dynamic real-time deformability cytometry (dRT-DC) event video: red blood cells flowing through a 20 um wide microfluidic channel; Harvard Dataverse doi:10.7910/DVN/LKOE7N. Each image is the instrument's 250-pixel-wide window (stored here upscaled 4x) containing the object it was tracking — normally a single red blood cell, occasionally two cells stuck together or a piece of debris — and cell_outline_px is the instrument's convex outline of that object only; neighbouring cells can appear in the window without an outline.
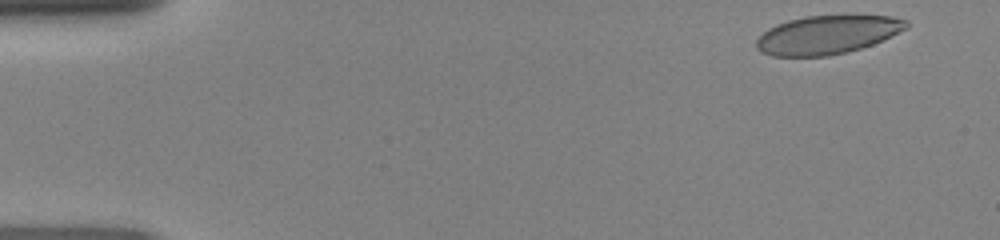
{"species": "human", "species_latin": "Homo sapiens", "temperature_condition": "room temperature", "stored_images_in_passage": 46, "camera_frame_rate_fps": 3000, "um_per_image_px": 0.085, "donor": {"sex": "female"}, "frame": {"image": 1, "passage_image": 2, "time_ms": 0.333, "image_size_px": [1000, 240], "cell_outline_px": [[908, 28], [872, 44], [848, 52], [828, 56], [772, 56], [760, 52], [756, 48], [756, 40], [768, 28], [776, 24], [788, 20], [804, 16], [892, 16], [908, 20]], "centroid_in_image_um": [70.29, 2.96], "position_along_channel_um": 14.7, "area_um2": 33.58}}
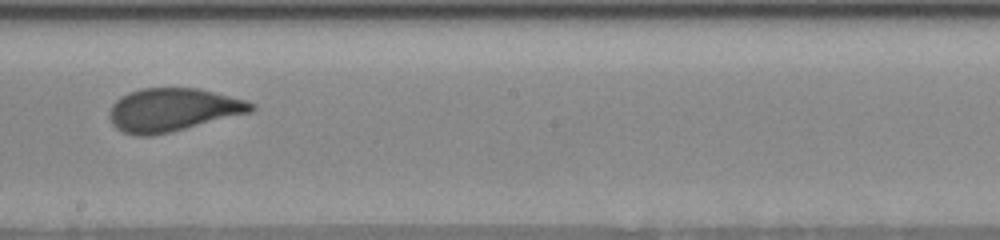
{"frame": {"image": 2, "passage_image": 26, "time_ms": 8.333, "image_size_px": [1000, 240], "cell_outline_px": [[256, 108], [252, 112], [152, 136], [136, 136], [124, 132], [116, 128], [112, 124], [108, 116], [112, 104], [120, 96], [128, 92], [140, 88], [200, 88], [248, 100], [256, 104]], "centroid_in_image_um": [14.69, 9.32], "position_along_channel_um": 233.5, "area_um2": 35.89}}
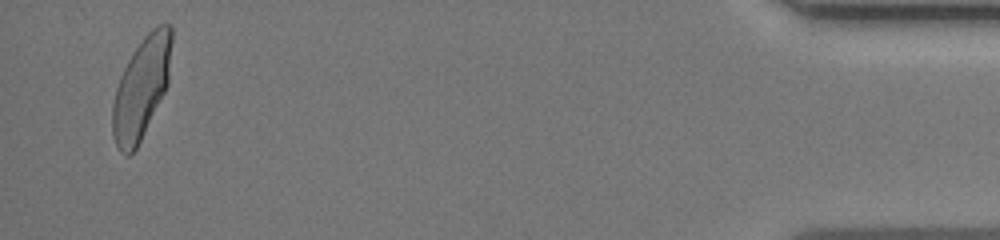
{"frame": {"image": 3, "passage_image": 45, "time_ms": 14.667, "image_size_px": [1000, 240], "cell_outline_px": [[172, 40], [168, 84], [136, 148], [128, 156], [124, 156], [120, 152], [112, 136], [112, 104], [116, 88], [120, 76], [132, 52], [144, 36], [152, 28], [160, 24], [172, 24]], "centroid_in_image_um": [12.01, 7.45], "position_along_channel_um": 423.2, "area_um2": 34.74}}